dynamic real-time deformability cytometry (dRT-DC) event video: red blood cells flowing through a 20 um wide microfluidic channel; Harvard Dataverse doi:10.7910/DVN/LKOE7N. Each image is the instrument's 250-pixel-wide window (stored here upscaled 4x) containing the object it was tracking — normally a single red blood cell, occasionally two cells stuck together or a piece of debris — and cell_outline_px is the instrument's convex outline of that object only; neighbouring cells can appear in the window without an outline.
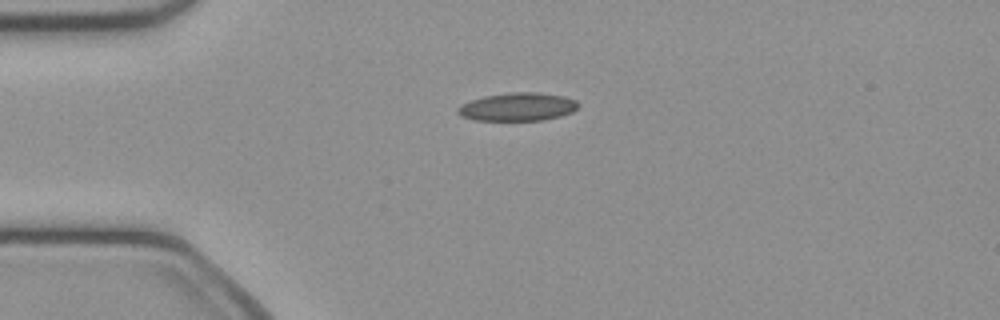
{"species": "common noctule bat (a hibernating species)", "species_latin": "Nyctalus noctula", "temperature_condition": "cold", "stored_images_in_passage": 39, "camera_frame_rate_fps": 3000, "um_per_image_px": 0.085, "animal": {"sex": "female", "body_mass_g": 21.9}, "frame": {"image": 1, "passage_image": 1, "time_ms": 0.0, "image_size_px": [1000, 320], "cell_outline_px": [[580, 104], [572, 112], [560, 116], [544, 120], [476, 120], [460, 116], [456, 112], [456, 108], [460, 104], [484, 96], [512, 92], [536, 92], [564, 96], [576, 100]], "centroid_in_image_um": [43.99, 9.08], "position_along_channel_um": 41.0, "area_um2": 19.83}}
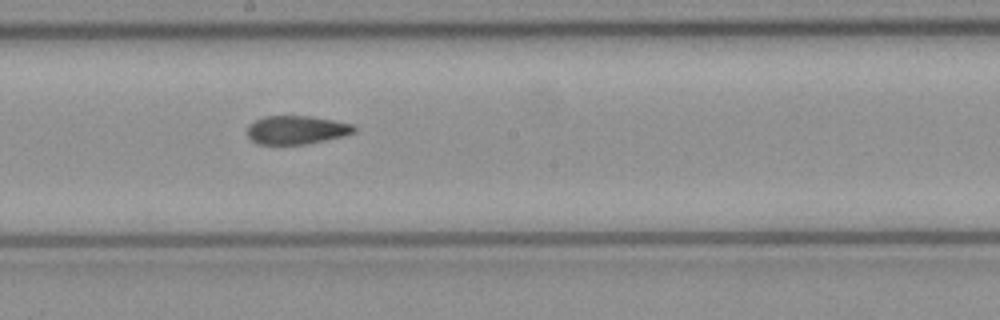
{"frame": {"image": 2, "passage_image": 16, "time_ms": 5.0, "image_size_px": [1000, 320], "cell_outline_px": [[356, 132], [344, 136], [308, 144], [256, 144], [248, 136], [248, 124], [264, 116], [312, 116], [352, 124], [356, 128]], "centroid_in_image_um": [25.21, 11.04], "position_along_channel_um": 223.0, "area_um2": 17.8}}
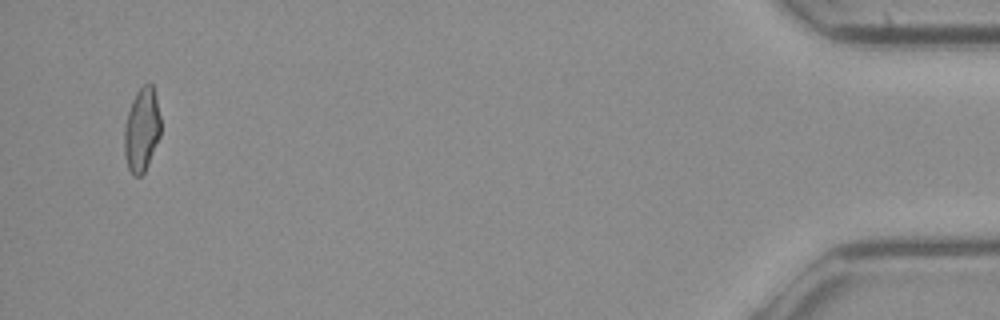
{"frame": {"image": 3, "passage_image": 37, "time_ms": 12.0, "image_size_px": [1000, 320], "cell_outline_px": [[160, 136], [148, 164], [144, 172], [140, 176], [132, 176], [128, 168], [124, 156], [124, 128], [128, 112], [132, 100], [136, 92], [144, 84], [152, 84], [156, 96], [160, 116]], "centroid_in_image_um": [12.04, 11.05], "position_along_channel_um": 423.2, "area_um2": 17.8}, "authors_computed_cell_mechanics": {"area_um2": 18.5538, "velocity_mm_per_s": 4.1188, "shape_relaxation_time_tau1_ms": null, "shape_relaxation_time_tau2_ms": 2.1982, "deformation_change_tau1": null, "deformation_change_tau2": 0.083}}